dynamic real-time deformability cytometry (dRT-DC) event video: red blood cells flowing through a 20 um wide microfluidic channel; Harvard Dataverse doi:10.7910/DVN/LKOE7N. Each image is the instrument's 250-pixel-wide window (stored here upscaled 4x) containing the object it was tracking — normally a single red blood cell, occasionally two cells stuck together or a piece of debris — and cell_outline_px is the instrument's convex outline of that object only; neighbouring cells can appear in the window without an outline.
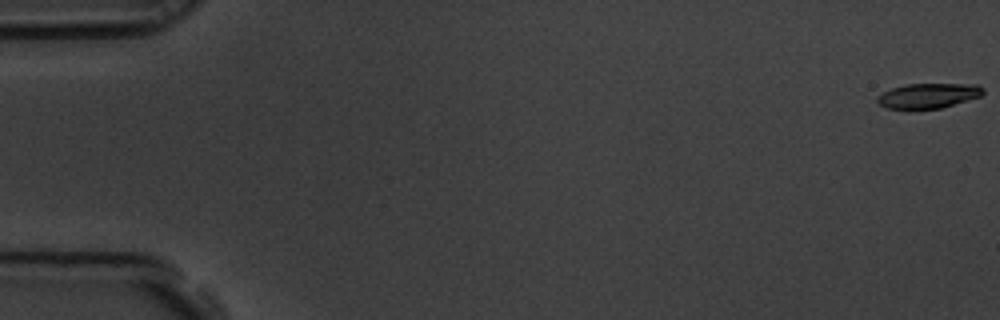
{"species": "common noctule bat (a hibernating species)", "species_latin": "Nyctalus noctula", "temperature_condition": "room temperature", "stored_images_in_passage": 16, "camera_frame_rate_fps": 3000, "um_per_image_px": 0.085, "animal": {"sex": "male", "body_mass_g": 19.5, "forearm_length_mm": 54.6}, "frame": {"image": 1, "passage_image": 1, "time_ms": 0.0, "image_size_px": [1000, 320], "cell_outline_px": [[984, 92], [980, 96], [940, 108], [888, 108], [880, 104], [876, 100], [876, 96], [892, 88], [904, 84], [976, 84], [984, 88]], "centroid_in_image_um": [78.9, 8.11], "position_along_channel_um": 6.1, "area_um2": 15.09}}
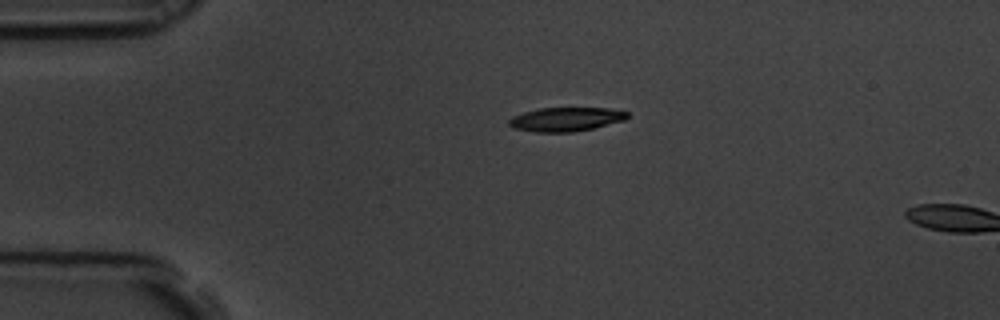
{"frame": {"image": 2, "passage_image": 14, "time_ms": 4.333, "image_size_px": [1000, 320], "cell_outline_px": [[628, 116], [624, 120], [592, 128], [572, 132], [536, 132], [512, 128], [508, 124], [508, 120], [512, 116], [524, 112], [540, 108], [608, 108], [628, 112]], "centroid_in_image_um": [48.05, 10.14], "position_along_channel_um": 36.9, "area_um2": 16.42}}